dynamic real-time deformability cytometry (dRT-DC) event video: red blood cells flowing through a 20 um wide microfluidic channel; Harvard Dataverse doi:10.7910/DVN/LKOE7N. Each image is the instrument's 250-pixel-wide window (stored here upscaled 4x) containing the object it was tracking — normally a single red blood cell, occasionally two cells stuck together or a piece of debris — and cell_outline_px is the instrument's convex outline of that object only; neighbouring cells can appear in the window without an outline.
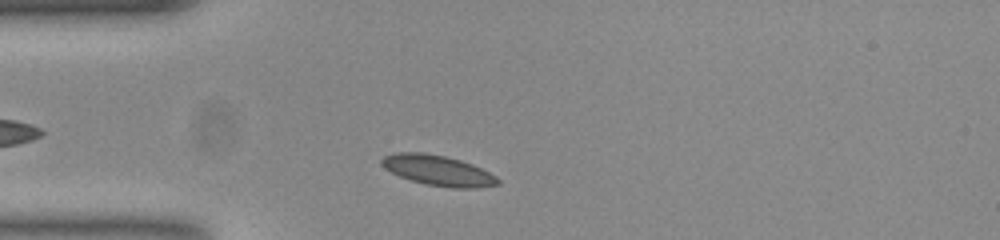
{"species": "common noctule bat (a hibernating species)", "species_latin": "Nyctalus noctula", "temperature_condition": "room temperature", "stored_images_in_passage": 40, "camera_frame_rate_fps": 3000, "um_per_image_px": 0.085, "animal": {"sex": "female", "body_mass_g": 23.0, "forearm_length_mm": 53.4}, "frame": {"image": 1, "passage_image": 4, "time_ms": 1.0, "image_size_px": [1000, 240], "cell_outline_px": [[500, 184], [476, 188], [452, 188], [424, 184], [400, 176], [384, 168], [380, 164], [380, 160], [384, 156], [396, 152], [424, 152], [444, 156], [460, 160], [472, 164], [496, 176], [500, 180]], "centroid_in_image_um": [37.22, 14.49], "position_along_channel_um": 47.8, "area_um2": 20.52}}
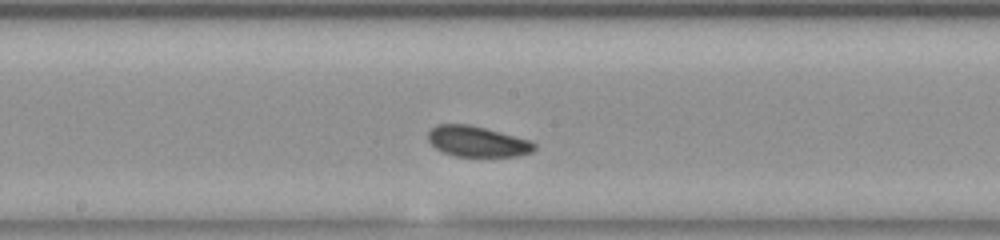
{"frame": {"image": 2, "passage_image": 18, "time_ms": 5.667, "image_size_px": [1000, 240], "cell_outline_px": [[536, 148], [532, 152], [520, 156], [456, 156], [444, 152], [436, 148], [428, 140], [428, 132], [436, 124], [468, 124], [532, 140], [536, 144]], "centroid_in_image_um": [40.6, 12.02], "position_along_channel_um": 207.6, "area_um2": 18.96}}
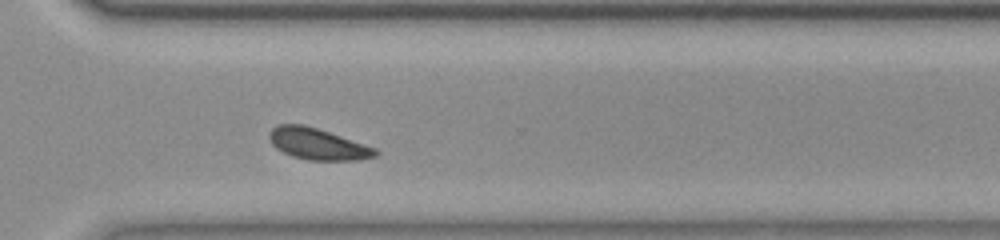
{"frame": {"image": 3, "passage_image": 29, "time_ms": 9.333, "image_size_px": [1000, 240], "cell_outline_px": [[380, 152], [376, 156], [356, 160], [308, 160], [292, 156], [276, 148], [272, 144], [268, 136], [268, 132], [276, 124], [304, 124], [376, 148]], "centroid_in_image_um": [26.97, 12.23], "position_along_channel_um": 343.6, "area_um2": 19.31}, "authors_computed_cell_mechanics": {"area_um2": 19.3052, "velocity_mm_per_s": 3.7117, "shape_relaxation_time_tau1_ms": 3.7356, "shape_relaxation_time_tau2_ms": 4.7108, "deformation_change_tau1": 0.0774, "deformation_change_tau2": 0.074}}